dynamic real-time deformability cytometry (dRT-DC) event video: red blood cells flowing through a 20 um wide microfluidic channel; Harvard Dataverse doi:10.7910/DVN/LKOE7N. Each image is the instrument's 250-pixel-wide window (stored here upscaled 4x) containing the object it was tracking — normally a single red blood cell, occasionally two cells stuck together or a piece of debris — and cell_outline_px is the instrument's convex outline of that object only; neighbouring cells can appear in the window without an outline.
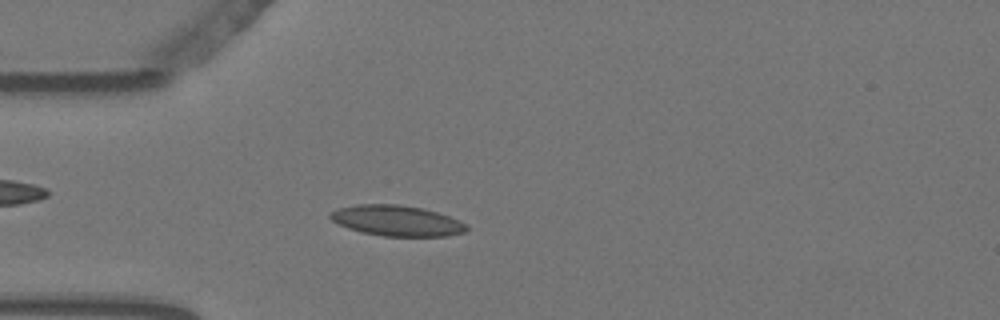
{"species": "Egyptian fruit bat (a non-hibernating species)", "species_latin": "Rousettus aegyptiacus", "temperature_condition": "warm", "stored_images_in_passage": 57, "camera_frame_rate_fps": 3000, "um_per_image_px": 0.085, "animal": {"sex": "female"}, "frame": {"image": 1, "passage_image": 16, "time_ms": 5.0, "image_size_px": [1000, 320], "cell_outline_px": [[468, 228], [464, 232], [448, 236], [384, 236], [360, 232], [348, 228], [332, 220], [328, 216], [328, 212], [336, 208], [356, 204], [400, 204], [424, 208], [460, 220], [468, 224]], "centroid_in_image_um": [33.71, 18.75], "position_along_channel_um": 51.3, "area_um2": 24.57}}
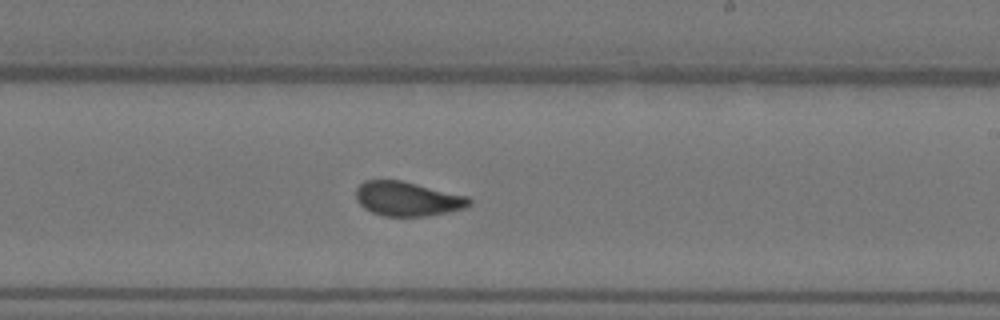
{"frame": {"image": 2, "passage_image": 34, "time_ms": 11.0, "image_size_px": [1000, 320], "cell_outline_px": [[472, 204], [464, 208], [448, 212], [428, 216], [384, 216], [372, 212], [364, 208], [356, 200], [356, 188], [364, 180], [400, 180], [468, 196], [472, 200]], "centroid_in_image_um": [34.64, 16.9], "position_along_channel_um": 254.4, "area_um2": 22.72}}
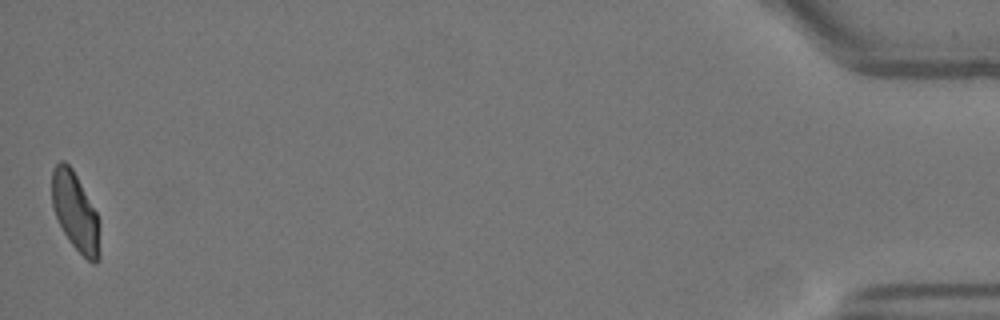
{"frame": {"image": 3, "passage_image": 57, "time_ms": 18.667, "image_size_px": [1000, 320], "cell_outline_px": [[100, 260], [96, 264], [92, 264], [72, 244], [64, 232], [52, 208], [52, 168], [60, 160], [64, 160], [72, 168], [96, 212], [100, 252]], "centroid_in_image_um": [6.39, 17.99], "position_along_channel_um": 428.8, "area_um2": 21.5}, "authors_computed_cell_mechanics": {"area_um2": 23.0044, "velocity_mm_per_s": 3.5294, "shape_relaxation_time_tau1_ms": null, "shape_relaxation_time_tau2_ms": 1.0319, "deformation_change_tau1": null, "deformation_change_tau2": 0.0603}}